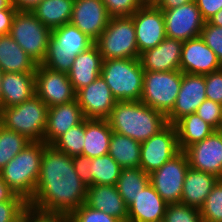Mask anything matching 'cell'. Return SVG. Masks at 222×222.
I'll use <instances>...</instances> for the list:
<instances>
[{
    "label": "cell",
    "mask_w": 222,
    "mask_h": 222,
    "mask_svg": "<svg viewBox=\"0 0 222 222\" xmlns=\"http://www.w3.org/2000/svg\"><path fill=\"white\" fill-rule=\"evenodd\" d=\"M28 207V202L17 194L10 201L0 202V222H13Z\"/></svg>",
    "instance_id": "cell-39"
},
{
    "label": "cell",
    "mask_w": 222,
    "mask_h": 222,
    "mask_svg": "<svg viewBox=\"0 0 222 222\" xmlns=\"http://www.w3.org/2000/svg\"><path fill=\"white\" fill-rule=\"evenodd\" d=\"M219 131H222V122H221V125H220V128H219Z\"/></svg>",
    "instance_id": "cell-56"
},
{
    "label": "cell",
    "mask_w": 222,
    "mask_h": 222,
    "mask_svg": "<svg viewBox=\"0 0 222 222\" xmlns=\"http://www.w3.org/2000/svg\"><path fill=\"white\" fill-rule=\"evenodd\" d=\"M110 17L132 16L140 7L138 0H101Z\"/></svg>",
    "instance_id": "cell-42"
},
{
    "label": "cell",
    "mask_w": 222,
    "mask_h": 222,
    "mask_svg": "<svg viewBox=\"0 0 222 222\" xmlns=\"http://www.w3.org/2000/svg\"><path fill=\"white\" fill-rule=\"evenodd\" d=\"M112 133L107 119H85L83 155L92 159L108 154Z\"/></svg>",
    "instance_id": "cell-28"
},
{
    "label": "cell",
    "mask_w": 222,
    "mask_h": 222,
    "mask_svg": "<svg viewBox=\"0 0 222 222\" xmlns=\"http://www.w3.org/2000/svg\"><path fill=\"white\" fill-rule=\"evenodd\" d=\"M48 106L36 95L19 105L0 108V124L31 142H43Z\"/></svg>",
    "instance_id": "cell-6"
},
{
    "label": "cell",
    "mask_w": 222,
    "mask_h": 222,
    "mask_svg": "<svg viewBox=\"0 0 222 222\" xmlns=\"http://www.w3.org/2000/svg\"><path fill=\"white\" fill-rule=\"evenodd\" d=\"M2 75H3V72H2V69L0 68V108H1V81H2Z\"/></svg>",
    "instance_id": "cell-55"
},
{
    "label": "cell",
    "mask_w": 222,
    "mask_h": 222,
    "mask_svg": "<svg viewBox=\"0 0 222 222\" xmlns=\"http://www.w3.org/2000/svg\"><path fill=\"white\" fill-rule=\"evenodd\" d=\"M166 222H203L198 209L182 203L168 204Z\"/></svg>",
    "instance_id": "cell-37"
},
{
    "label": "cell",
    "mask_w": 222,
    "mask_h": 222,
    "mask_svg": "<svg viewBox=\"0 0 222 222\" xmlns=\"http://www.w3.org/2000/svg\"><path fill=\"white\" fill-rule=\"evenodd\" d=\"M35 95V73L4 72L1 81V108L19 105Z\"/></svg>",
    "instance_id": "cell-24"
},
{
    "label": "cell",
    "mask_w": 222,
    "mask_h": 222,
    "mask_svg": "<svg viewBox=\"0 0 222 222\" xmlns=\"http://www.w3.org/2000/svg\"><path fill=\"white\" fill-rule=\"evenodd\" d=\"M199 212L203 222H222V179L212 188Z\"/></svg>",
    "instance_id": "cell-36"
},
{
    "label": "cell",
    "mask_w": 222,
    "mask_h": 222,
    "mask_svg": "<svg viewBox=\"0 0 222 222\" xmlns=\"http://www.w3.org/2000/svg\"><path fill=\"white\" fill-rule=\"evenodd\" d=\"M131 17L135 26L139 56L166 38L163 11L157 6H141Z\"/></svg>",
    "instance_id": "cell-14"
},
{
    "label": "cell",
    "mask_w": 222,
    "mask_h": 222,
    "mask_svg": "<svg viewBox=\"0 0 222 222\" xmlns=\"http://www.w3.org/2000/svg\"><path fill=\"white\" fill-rule=\"evenodd\" d=\"M161 10L165 21L166 37L184 42L201 35L206 21L194 1L173 9Z\"/></svg>",
    "instance_id": "cell-13"
},
{
    "label": "cell",
    "mask_w": 222,
    "mask_h": 222,
    "mask_svg": "<svg viewBox=\"0 0 222 222\" xmlns=\"http://www.w3.org/2000/svg\"><path fill=\"white\" fill-rule=\"evenodd\" d=\"M179 152L176 127L168 124L160 132L141 143L140 168L150 174Z\"/></svg>",
    "instance_id": "cell-11"
},
{
    "label": "cell",
    "mask_w": 222,
    "mask_h": 222,
    "mask_svg": "<svg viewBox=\"0 0 222 222\" xmlns=\"http://www.w3.org/2000/svg\"><path fill=\"white\" fill-rule=\"evenodd\" d=\"M87 187L76 174L73 157L47 145L28 206L43 215L69 216L85 203Z\"/></svg>",
    "instance_id": "cell-1"
},
{
    "label": "cell",
    "mask_w": 222,
    "mask_h": 222,
    "mask_svg": "<svg viewBox=\"0 0 222 222\" xmlns=\"http://www.w3.org/2000/svg\"><path fill=\"white\" fill-rule=\"evenodd\" d=\"M46 146L44 142H30L0 171L6 184L27 202L34 196Z\"/></svg>",
    "instance_id": "cell-3"
},
{
    "label": "cell",
    "mask_w": 222,
    "mask_h": 222,
    "mask_svg": "<svg viewBox=\"0 0 222 222\" xmlns=\"http://www.w3.org/2000/svg\"><path fill=\"white\" fill-rule=\"evenodd\" d=\"M221 68L216 54L200 36L183 42L180 61L182 73L206 75Z\"/></svg>",
    "instance_id": "cell-19"
},
{
    "label": "cell",
    "mask_w": 222,
    "mask_h": 222,
    "mask_svg": "<svg viewBox=\"0 0 222 222\" xmlns=\"http://www.w3.org/2000/svg\"><path fill=\"white\" fill-rule=\"evenodd\" d=\"M110 16L101 0H75L70 23L94 42L105 30Z\"/></svg>",
    "instance_id": "cell-18"
},
{
    "label": "cell",
    "mask_w": 222,
    "mask_h": 222,
    "mask_svg": "<svg viewBox=\"0 0 222 222\" xmlns=\"http://www.w3.org/2000/svg\"><path fill=\"white\" fill-rule=\"evenodd\" d=\"M85 139V119L62 134L52 146L71 157L83 155Z\"/></svg>",
    "instance_id": "cell-35"
},
{
    "label": "cell",
    "mask_w": 222,
    "mask_h": 222,
    "mask_svg": "<svg viewBox=\"0 0 222 222\" xmlns=\"http://www.w3.org/2000/svg\"><path fill=\"white\" fill-rule=\"evenodd\" d=\"M3 9H16L12 5V0H0V10Z\"/></svg>",
    "instance_id": "cell-53"
},
{
    "label": "cell",
    "mask_w": 222,
    "mask_h": 222,
    "mask_svg": "<svg viewBox=\"0 0 222 222\" xmlns=\"http://www.w3.org/2000/svg\"><path fill=\"white\" fill-rule=\"evenodd\" d=\"M75 0H43L31 12L51 30L70 23Z\"/></svg>",
    "instance_id": "cell-30"
},
{
    "label": "cell",
    "mask_w": 222,
    "mask_h": 222,
    "mask_svg": "<svg viewBox=\"0 0 222 222\" xmlns=\"http://www.w3.org/2000/svg\"><path fill=\"white\" fill-rule=\"evenodd\" d=\"M188 169V157L184 151H180L149 174L150 184L167 204L181 203L184 178Z\"/></svg>",
    "instance_id": "cell-10"
},
{
    "label": "cell",
    "mask_w": 222,
    "mask_h": 222,
    "mask_svg": "<svg viewBox=\"0 0 222 222\" xmlns=\"http://www.w3.org/2000/svg\"><path fill=\"white\" fill-rule=\"evenodd\" d=\"M13 222H35V209L28 207Z\"/></svg>",
    "instance_id": "cell-51"
},
{
    "label": "cell",
    "mask_w": 222,
    "mask_h": 222,
    "mask_svg": "<svg viewBox=\"0 0 222 222\" xmlns=\"http://www.w3.org/2000/svg\"><path fill=\"white\" fill-rule=\"evenodd\" d=\"M84 119L77 99L48 108L43 142L52 145L68 129L80 124Z\"/></svg>",
    "instance_id": "cell-20"
},
{
    "label": "cell",
    "mask_w": 222,
    "mask_h": 222,
    "mask_svg": "<svg viewBox=\"0 0 222 222\" xmlns=\"http://www.w3.org/2000/svg\"><path fill=\"white\" fill-rule=\"evenodd\" d=\"M205 75L182 73V82L173 109L166 115L168 124L195 113L206 100Z\"/></svg>",
    "instance_id": "cell-17"
},
{
    "label": "cell",
    "mask_w": 222,
    "mask_h": 222,
    "mask_svg": "<svg viewBox=\"0 0 222 222\" xmlns=\"http://www.w3.org/2000/svg\"><path fill=\"white\" fill-rule=\"evenodd\" d=\"M219 180L213 174L189 167L184 178L181 203L199 210Z\"/></svg>",
    "instance_id": "cell-26"
},
{
    "label": "cell",
    "mask_w": 222,
    "mask_h": 222,
    "mask_svg": "<svg viewBox=\"0 0 222 222\" xmlns=\"http://www.w3.org/2000/svg\"><path fill=\"white\" fill-rule=\"evenodd\" d=\"M181 82L180 70L145 71L140 101L167 115L174 107Z\"/></svg>",
    "instance_id": "cell-9"
},
{
    "label": "cell",
    "mask_w": 222,
    "mask_h": 222,
    "mask_svg": "<svg viewBox=\"0 0 222 222\" xmlns=\"http://www.w3.org/2000/svg\"><path fill=\"white\" fill-rule=\"evenodd\" d=\"M141 6H157L160 0H138Z\"/></svg>",
    "instance_id": "cell-54"
},
{
    "label": "cell",
    "mask_w": 222,
    "mask_h": 222,
    "mask_svg": "<svg viewBox=\"0 0 222 222\" xmlns=\"http://www.w3.org/2000/svg\"><path fill=\"white\" fill-rule=\"evenodd\" d=\"M183 41L166 37L159 45L140 54L144 71L180 70Z\"/></svg>",
    "instance_id": "cell-21"
},
{
    "label": "cell",
    "mask_w": 222,
    "mask_h": 222,
    "mask_svg": "<svg viewBox=\"0 0 222 222\" xmlns=\"http://www.w3.org/2000/svg\"><path fill=\"white\" fill-rule=\"evenodd\" d=\"M122 169L109 154L92 158V185H116Z\"/></svg>",
    "instance_id": "cell-33"
},
{
    "label": "cell",
    "mask_w": 222,
    "mask_h": 222,
    "mask_svg": "<svg viewBox=\"0 0 222 222\" xmlns=\"http://www.w3.org/2000/svg\"><path fill=\"white\" fill-rule=\"evenodd\" d=\"M196 113L201 119L210 124L215 130H219L222 122V105L206 99L198 108Z\"/></svg>",
    "instance_id": "cell-41"
},
{
    "label": "cell",
    "mask_w": 222,
    "mask_h": 222,
    "mask_svg": "<svg viewBox=\"0 0 222 222\" xmlns=\"http://www.w3.org/2000/svg\"><path fill=\"white\" fill-rule=\"evenodd\" d=\"M184 152L190 168L222 179V131L214 130L204 140L189 146Z\"/></svg>",
    "instance_id": "cell-15"
},
{
    "label": "cell",
    "mask_w": 222,
    "mask_h": 222,
    "mask_svg": "<svg viewBox=\"0 0 222 222\" xmlns=\"http://www.w3.org/2000/svg\"><path fill=\"white\" fill-rule=\"evenodd\" d=\"M73 165L80 180L87 186L92 185L91 159L84 155L73 157Z\"/></svg>",
    "instance_id": "cell-44"
},
{
    "label": "cell",
    "mask_w": 222,
    "mask_h": 222,
    "mask_svg": "<svg viewBox=\"0 0 222 222\" xmlns=\"http://www.w3.org/2000/svg\"><path fill=\"white\" fill-rule=\"evenodd\" d=\"M168 204L149 183L128 206L127 222H156L165 218Z\"/></svg>",
    "instance_id": "cell-22"
},
{
    "label": "cell",
    "mask_w": 222,
    "mask_h": 222,
    "mask_svg": "<svg viewBox=\"0 0 222 222\" xmlns=\"http://www.w3.org/2000/svg\"><path fill=\"white\" fill-rule=\"evenodd\" d=\"M208 22L212 25L222 27V9L219 10L215 15H213Z\"/></svg>",
    "instance_id": "cell-52"
},
{
    "label": "cell",
    "mask_w": 222,
    "mask_h": 222,
    "mask_svg": "<svg viewBox=\"0 0 222 222\" xmlns=\"http://www.w3.org/2000/svg\"><path fill=\"white\" fill-rule=\"evenodd\" d=\"M200 37L205 44L213 50L222 64V27L205 22Z\"/></svg>",
    "instance_id": "cell-40"
},
{
    "label": "cell",
    "mask_w": 222,
    "mask_h": 222,
    "mask_svg": "<svg viewBox=\"0 0 222 222\" xmlns=\"http://www.w3.org/2000/svg\"><path fill=\"white\" fill-rule=\"evenodd\" d=\"M102 61L95 44L75 57L68 77L76 93L100 76Z\"/></svg>",
    "instance_id": "cell-25"
},
{
    "label": "cell",
    "mask_w": 222,
    "mask_h": 222,
    "mask_svg": "<svg viewBox=\"0 0 222 222\" xmlns=\"http://www.w3.org/2000/svg\"><path fill=\"white\" fill-rule=\"evenodd\" d=\"M31 141L0 124V171Z\"/></svg>",
    "instance_id": "cell-34"
},
{
    "label": "cell",
    "mask_w": 222,
    "mask_h": 222,
    "mask_svg": "<svg viewBox=\"0 0 222 222\" xmlns=\"http://www.w3.org/2000/svg\"><path fill=\"white\" fill-rule=\"evenodd\" d=\"M180 151L201 142L215 129L195 112L179 119L175 124Z\"/></svg>",
    "instance_id": "cell-29"
},
{
    "label": "cell",
    "mask_w": 222,
    "mask_h": 222,
    "mask_svg": "<svg viewBox=\"0 0 222 222\" xmlns=\"http://www.w3.org/2000/svg\"><path fill=\"white\" fill-rule=\"evenodd\" d=\"M206 98L222 105V68L205 75Z\"/></svg>",
    "instance_id": "cell-43"
},
{
    "label": "cell",
    "mask_w": 222,
    "mask_h": 222,
    "mask_svg": "<svg viewBox=\"0 0 222 222\" xmlns=\"http://www.w3.org/2000/svg\"><path fill=\"white\" fill-rule=\"evenodd\" d=\"M69 222H122L100 210H96L85 203L68 216Z\"/></svg>",
    "instance_id": "cell-38"
},
{
    "label": "cell",
    "mask_w": 222,
    "mask_h": 222,
    "mask_svg": "<svg viewBox=\"0 0 222 222\" xmlns=\"http://www.w3.org/2000/svg\"><path fill=\"white\" fill-rule=\"evenodd\" d=\"M149 183V174L143 169L124 168L118 178L116 187L125 204L129 206Z\"/></svg>",
    "instance_id": "cell-32"
},
{
    "label": "cell",
    "mask_w": 222,
    "mask_h": 222,
    "mask_svg": "<svg viewBox=\"0 0 222 222\" xmlns=\"http://www.w3.org/2000/svg\"><path fill=\"white\" fill-rule=\"evenodd\" d=\"M198 9L205 21L222 9V0H195Z\"/></svg>",
    "instance_id": "cell-45"
},
{
    "label": "cell",
    "mask_w": 222,
    "mask_h": 222,
    "mask_svg": "<svg viewBox=\"0 0 222 222\" xmlns=\"http://www.w3.org/2000/svg\"><path fill=\"white\" fill-rule=\"evenodd\" d=\"M51 33L32 12L17 11L9 35L39 65L46 57Z\"/></svg>",
    "instance_id": "cell-8"
},
{
    "label": "cell",
    "mask_w": 222,
    "mask_h": 222,
    "mask_svg": "<svg viewBox=\"0 0 222 222\" xmlns=\"http://www.w3.org/2000/svg\"><path fill=\"white\" fill-rule=\"evenodd\" d=\"M36 66L9 34L0 36V68L3 73H35Z\"/></svg>",
    "instance_id": "cell-27"
},
{
    "label": "cell",
    "mask_w": 222,
    "mask_h": 222,
    "mask_svg": "<svg viewBox=\"0 0 222 222\" xmlns=\"http://www.w3.org/2000/svg\"><path fill=\"white\" fill-rule=\"evenodd\" d=\"M43 0H12L17 11H32Z\"/></svg>",
    "instance_id": "cell-47"
},
{
    "label": "cell",
    "mask_w": 222,
    "mask_h": 222,
    "mask_svg": "<svg viewBox=\"0 0 222 222\" xmlns=\"http://www.w3.org/2000/svg\"><path fill=\"white\" fill-rule=\"evenodd\" d=\"M76 99L85 119H107L117 102L101 75L80 89Z\"/></svg>",
    "instance_id": "cell-16"
},
{
    "label": "cell",
    "mask_w": 222,
    "mask_h": 222,
    "mask_svg": "<svg viewBox=\"0 0 222 222\" xmlns=\"http://www.w3.org/2000/svg\"><path fill=\"white\" fill-rule=\"evenodd\" d=\"M144 72L139 58H117L103 60L100 75L117 101H139Z\"/></svg>",
    "instance_id": "cell-5"
},
{
    "label": "cell",
    "mask_w": 222,
    "mask_h": 222,
    "mask_svg": "<svg viewBox=\"0 0 222 222\" xmlns=\"http://www.w3.org/2000/svg\"><path fill=\"white\" fill-rule=\"evenodd\" d=\"M107 121L113 132L128 136L140 143L160 132L167 117L139 101H117Z\"/></svg>",
    "instance_id": "cell-2"
},
{
    "label": "cell",
    "mask_w": 222,
    "mask_h": 222,
    "mask_svg": "<svg viewBox=\"0 0 222 222\" xmlns=\"http://www.w3.org/2000/svg\"><path fill=\"white\" fill-rule=\"evenodd\" d=\"M16 13V9L0 10V36L8 35L10 33L13 19Z\"/></svg>",
    "instance_id": "cell-46"
},
{
    "label": "cell",
    "mask_w": 222,
    "mask_h": 222,
    "mask_svg": "<svg viewBox=\"0 0 222 222\" xmlns=\"http://www.w3.org/2000/svg\"><path fill=\"white\" fill-rule=\"evenodd\" d=\"M16 193L2 179L0 173V202L10 201Z\"/></svg>",
    "instance_id": "cell-48"
},
{
    "label": "cell",
    "mask_w": 222,
    "mask_h": 222,
    "mask_svg": "<svg viewBox=\"0 0 222 222\" xmlns=\"http://www.w3.org/2000/svg\"><path fill=\"white\" fill-rule=\"evenodd\" d=\"M85 204L116 217L122 222H127L128 206L123 201L116 185L88 186Z\"/></svg>",
    "instance_id": "cell-23"
},
{
    "label": "cell",
    "mask_w": 222,
    "mask_h": 222,
    "mask_svg": "<svg viewBox=\"0 0 222 222\" xmlns=\"http://www.w3.org/2000/svg\"><path fill=\"white\" fill-rule=\"evenodd\" d=\"M94 44L103 60L139 58L136 31L131 16L110 17L105 30Z\"/></svg>",
    "instance_id": "cell-7"
},
{
    "label": "cell",
    "mask_w": 222,
    "mask_h": 222,
    "mask_svg": "<svg viewBox=\"0 0 222 222\" xmlns=\"http://www.w3.org/2000/svg\"><path fill=\"white\" fill-rule=\"evenodd\" d=\"M94 45V41L71 23L52 30L46 57L42 65L59 72L68 73L74 59Z\"/></svg>",
    "instance_id": "cell-4"
},
{
    "label": "cell",
    "mask_w": 222,
    "mask_h": 222,
    "mask_svg": "<svg viewBox=\"0 0 222 222\" xmlns=\"http://www.w3.org/2000/svg\"><path fill=\"white\" fill-rule=\"evenodd\" d=\"M35 95L48 108L76 99L68 73L51 70L42 64L35 69Z\"/></svg>",
    "instance_id": "cell-12"
},
{
    "label": "cell",
    "mask_w": 222,
    "mask_h": 222,
    "mask_svg": "<svg viewBox=\"0 0 222 222\" xmlns=\"http://www.w3.org/2000/svg\"><path fill=\"white\" fill-rule=\"evenodd\" d=\"M35 222H69L68 216L43 215L35 210Z\"/></svg>",
    "instance_id": "cell-49"
},
{
    "label": "cell",
    "mask_w": 222,
    "mask_h": 222,
    "mask_svg": "<svg viewBox=\"0 0 222 222\" xmlns=\"http://www.w3.org/2000/svg\"><path fill=\"white\" fill-rule=\"evenodd\" d=\"M192 1L195 0H160V2L157 4V7L159 9H173Z\"/></svg>",
    "instance_id": "cell-50"
},
{
    "label": "cell",
    "mask_w": 222,
    "mask_h": 222,
    "mask_svg": "<svg viewBox=\"0 0 222 222\" xmlns=\"http://www.w3.org/2000/svg\"><path fill=\"white\" fill-rule=\"evenodd\" d=\"M140 151V142L116 132L112 133L108 154L123 169L140 168Z\"/></svg>",
    "instance_id": "cell-31"
}]
</instances>
